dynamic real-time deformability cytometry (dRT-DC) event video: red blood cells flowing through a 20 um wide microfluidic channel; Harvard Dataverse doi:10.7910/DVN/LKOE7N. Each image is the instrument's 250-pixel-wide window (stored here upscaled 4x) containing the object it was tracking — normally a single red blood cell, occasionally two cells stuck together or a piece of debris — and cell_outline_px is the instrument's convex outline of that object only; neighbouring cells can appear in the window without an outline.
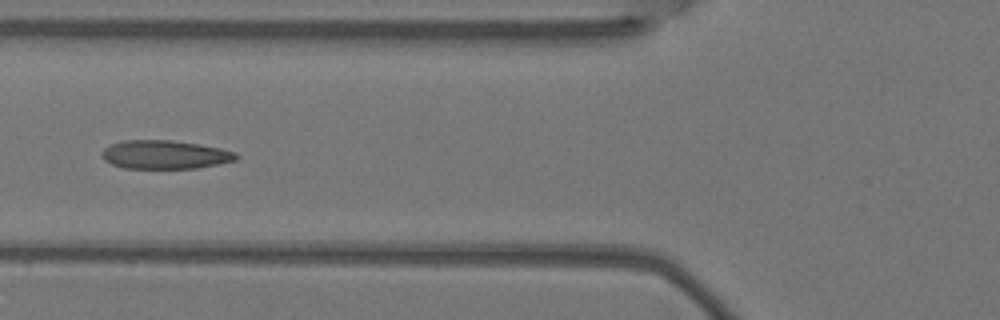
{"species": "Egyptian fruit bat (a non-hibernating species)", "species_latin": "Rousettus aegyptiacus", "temperature_condition": "warm", "stored_images_in_passage": 8, "camera_frame_rate_fps": 3000, "um_per_image_px": 0.085, "animal": {"sex": "female"}, "frame": {"image": 1, "passage_image": 5, "time_ms": 1.333, "image_size_px": [1000, 320], "cell_outline_px": [[240, 156], [236, 160], [196, 168], [124, 168], [112, 164], [104, 160], [100, 156], [100, 152], [108, 144], [120, 140], [172, 140], [200, 144], [220, 148], [236, 152]], "centroid_in_image_um": [13.97, 13.13], "position_along_channel_um": 111.8, "area_um2": 22.6}}
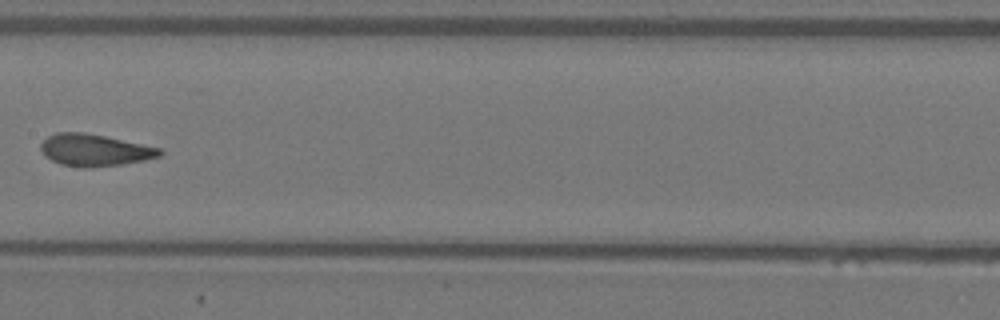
{"frame": {"image": 2, "passage_image": 7, "time_ms": 2.0, "image_size_px": [1000, 320], "cell_outline_px": [[164, 152], [160, 156], [144, 160], [120, 164], [92, 168], [80, 168], [60, 164], [44, 156], [40, 148], [40, 144], [48, 136], [56, 132], [84, 132], [104, 136], [160, 148]], "centroid_in_image_um": [8.0, 12.77], "position_along_channel_um": 199.4, "area_um2": 22.14}}
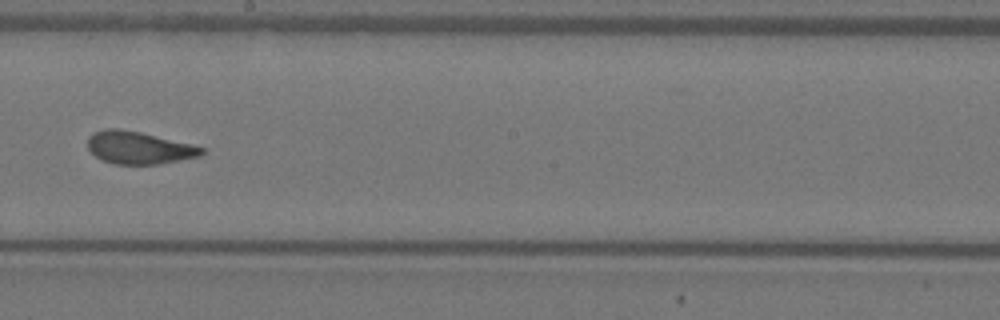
{"frame": {"image": 3, "passage_image": 8, "time_ms": 2.333, "image_size_px": [1000, 320], "cell_outline_px": [[204, 152], [200, 156], [160, 164], [112, 164], [100, 160], [88, 148], [88, 136], [92, 132], [104, 128], [120, 128], [140, 132], [192, 144], [204, 148]], "centroid_in_image_um": [11.77, 12.55], "position_along_channel_um": 236.4, "area_um2": 21.73}}